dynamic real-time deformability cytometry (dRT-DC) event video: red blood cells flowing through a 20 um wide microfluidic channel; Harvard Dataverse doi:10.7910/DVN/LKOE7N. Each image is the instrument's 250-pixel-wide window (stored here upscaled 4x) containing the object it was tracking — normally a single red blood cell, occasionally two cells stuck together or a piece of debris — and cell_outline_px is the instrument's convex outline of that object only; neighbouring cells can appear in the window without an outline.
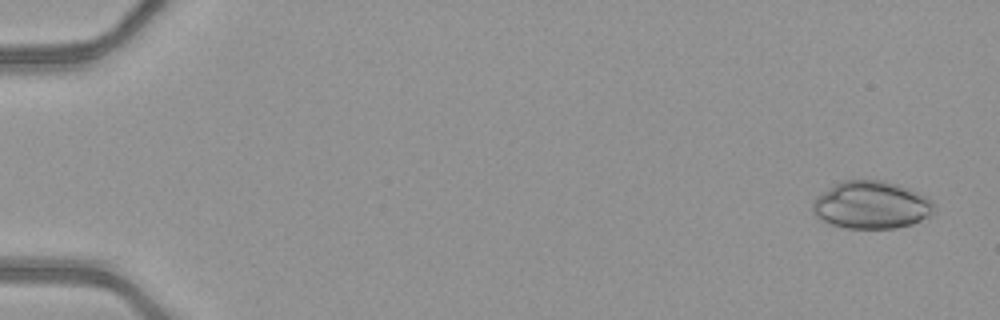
{"species": "common noctule bat (a hibernating species)", "species_latin": "Nyctalus noctula", "temperature_condition": "warm", "stored_images_in_passage": 51, "camera_frame_rate_fps": 3000, "um_per_image_px": 0.085, "animal": {"sex": "female", "body_mass_g": 21.9}, "frame": {"image": 1, "passage_image": 3, "time_ms": 0.667, "image_size_px": [1000, 320], "cell_outline_px": [[936, 212], [912, 224], [896, 228], [844, 228], [832, 224], [816, 216], [812, 212], [812, 204], [816, 196], [840, 180], [884, 180], [908, 188], [932, 200], [936, 204]], "centroid_in_image_um": [74.07, 17.42], "position_along_channel_um": 10.9, "area_um2": 33.81}}
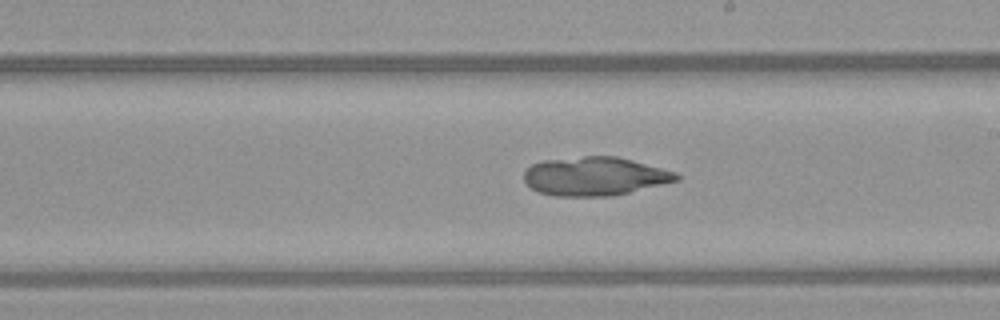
{"frame": {"image": 2, "passage_image": 31, "time_ms": 10.0, "image_size_px": [1000, 320], "cell_outline_px": [[680, 180], [612, 196], [552, 196], [536, 192], [524, 180], [524, 172], [532, 164], [544, 160], [584, 156], [616, 156], [632, 160], [676, 172], [680, 176]], "centroid_in_image_um": [50.54, 14.99], "position_along_channel_um": 238.5, "area_um2": 34.33}}
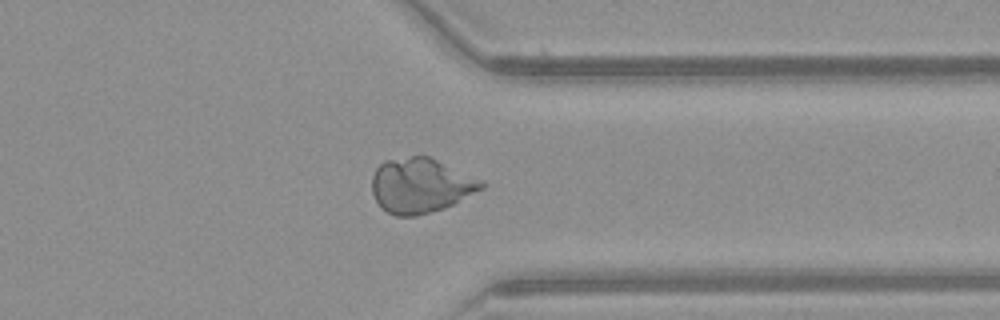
{"frame": {"image": 3, "passage_image": 41, "time_ms": 13.333, "image_size_px": [1000, 320], "cell_outline_px": [[488, 184], [484, 188], [444, 208], [416, 216], [396, 216], [388, 212], [376, 200], [372, 192], [372, 176], [376, 168], [384, 160], [412, 156], [428, 156], [484, 180]], "centroid_in_image_um": [35.78, 15.76], "position_along_channel_um": 375.6, "area_um2": 34.91}}